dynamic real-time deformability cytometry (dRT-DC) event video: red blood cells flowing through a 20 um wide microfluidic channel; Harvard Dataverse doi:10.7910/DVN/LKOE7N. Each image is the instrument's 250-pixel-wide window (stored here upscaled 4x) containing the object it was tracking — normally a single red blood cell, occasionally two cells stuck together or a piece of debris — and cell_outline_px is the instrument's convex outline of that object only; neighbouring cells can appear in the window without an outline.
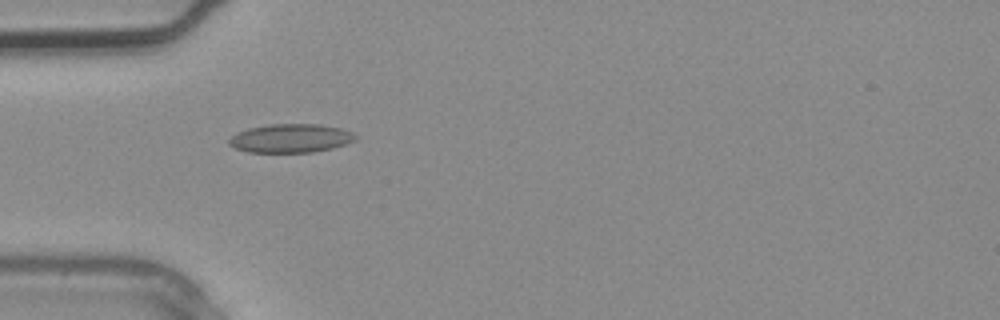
{"species": "common noctule bat (a hibernating species)", "species_latin": "Nyctalus noctula", "temperature_condition": "warm", "stored_images_in_passage": 4, "camera_frame_rate_fps": 3000, "um_per_image_px": 0.085, "animal": {"sex": "male", "body_mass_g": 20.4}, "frame": {"image": 1, "passage_image": 3, "time_ms": 0.667, "image_size_px": [1000, 320], "cell_outline_px": [[360, 136], [356, 140], [348, 144], [332, 148], [312, 152], [248, 152], [236, 148], [228, 144], [228, 140], [232, 136], [248, 128], [272, 124], [320, 124], [340, 128], [352, 132]], "centroid_in_image_um": [24.77, 11.75], "position_along_channel_um": 60.2, "area_um2": 21.15}}